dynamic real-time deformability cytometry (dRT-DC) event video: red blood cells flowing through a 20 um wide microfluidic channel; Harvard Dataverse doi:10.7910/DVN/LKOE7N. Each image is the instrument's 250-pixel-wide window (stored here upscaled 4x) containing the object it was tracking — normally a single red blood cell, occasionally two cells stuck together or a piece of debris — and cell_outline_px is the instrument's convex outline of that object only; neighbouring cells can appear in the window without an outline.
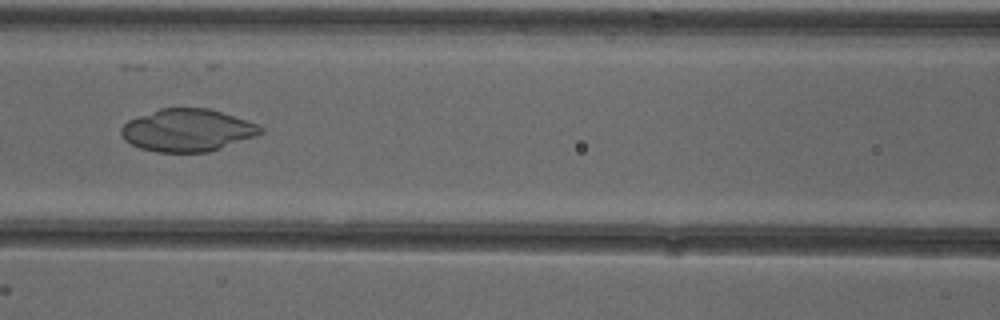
{"species": "common noctule bat (a hibernating species)", "species_latin": "Nyctalus noctula", "temperature_condition": "cold", "stored_images_in_passage": 40, "camera_frame_rate_fps": 3000, "um_per_image_px": 0.085, "animal": {"sex": "female"}, "frame": {"image": 1, "passage_image": 11, "time_ms": 3.333, "image_size_px": [1000, 320], "cell_outline_px": [[264, 132], [256, 136], [208, 152], [156, 152], [140, 148], [124, 140], [120, 132], [120, 128], [128, 120], [160, 108], [208, 108], [260, 124], [264, 128]], "centroid_in_image_um": [15.94, 11.07], "position_along_channel_um": 150.7, "area_um2": 34.51}}
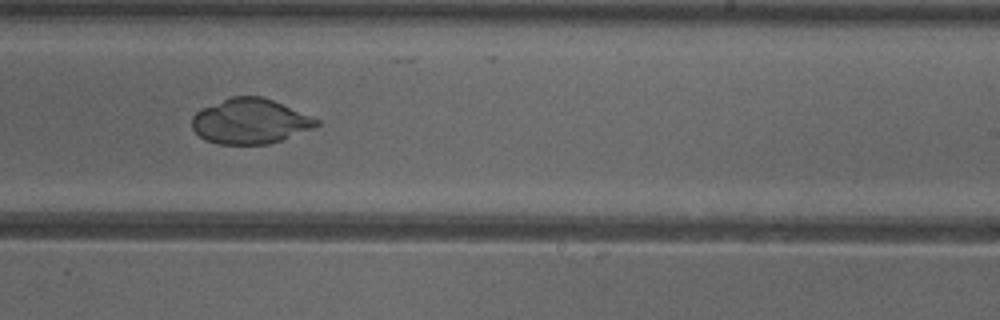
{"frame": {"image": 2, "passage_image": 20, "time_ms": 6.333, "image_size_px": [1000, 320], "cell_outline_px": [[320, 124], [312, 128], [280, 140], [268, 144], [220, 144], [204, 140], [192, 128], [192, 116], [200, 108], [232, 96], [260, 96], [272, 100], [312, 116], [320, 120]], "centroid_in_image_um": [21.23, 10.3], "position_along_channel_um": 267.8, "area_um2": 32.54}}
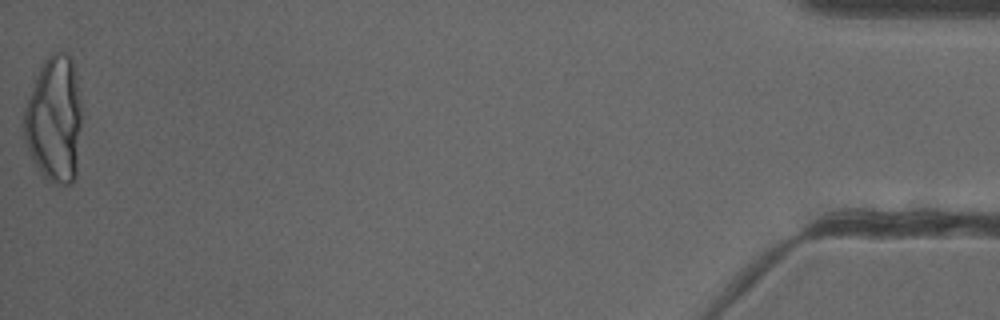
{"frame": {"image": 3, "passage_image": 40, "time_ms": 13.0, "image_size_px": [1000, 320], "cell_outline_px": [[80, 128], [76, 176], [72, 184], [52, 184], [40, 176], [32, 160], [24, 140], [24, 108], [36, 76], [44, 60], [56, 48], [68, 52], [72, 60], [80, 100]], "centroid_in_image_um": [4.6, 10.18], "position_along_channel_um": 430.6, "area_um2": 43.0}}